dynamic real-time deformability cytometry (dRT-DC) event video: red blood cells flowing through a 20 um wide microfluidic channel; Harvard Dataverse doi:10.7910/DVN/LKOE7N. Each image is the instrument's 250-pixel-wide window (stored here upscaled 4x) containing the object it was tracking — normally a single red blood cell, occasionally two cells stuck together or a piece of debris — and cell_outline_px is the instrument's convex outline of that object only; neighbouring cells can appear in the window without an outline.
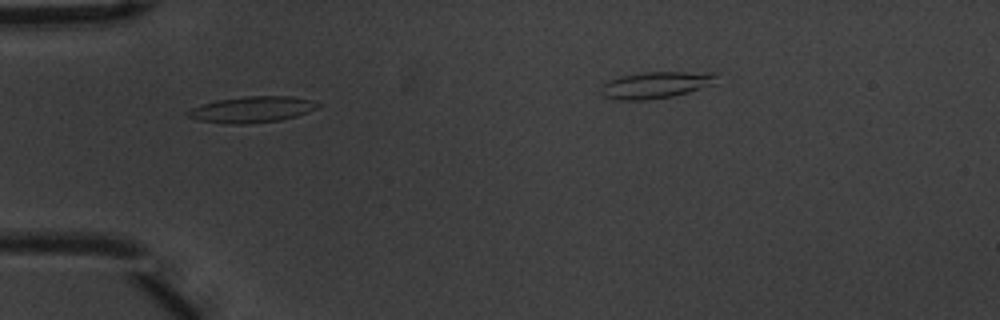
{"species": "common noctule bat (a hibernating species)", "species_latin": "Nyctalus noctula", "temperature_condition": "warm", "stored_images_in_passage": 3, "camera_frame_rate_fps": 3000, "um_per_image_px": 0.085, "animal": {"sex": "male", "body_mass_g": 20.1, "forearm_length_mm": 53.5}, "frame": {"image": 1, "passage_image": 1, "time_ms": 0.0, "image_size_px": [1000, 320], "cell_outline_px": [[320, 108], [296, 116], [280, 120], [244, 124], [232, 124], [200, 120], [188, 116], [184, 112], [192, 108], [216, 100], [244, 96], [292, 96], [308, 100], [320, 104]], "centroid_in_image_um": [21.43, 9.3], "position_along_channel_um": 63.6, "area_um2": 19.59}}